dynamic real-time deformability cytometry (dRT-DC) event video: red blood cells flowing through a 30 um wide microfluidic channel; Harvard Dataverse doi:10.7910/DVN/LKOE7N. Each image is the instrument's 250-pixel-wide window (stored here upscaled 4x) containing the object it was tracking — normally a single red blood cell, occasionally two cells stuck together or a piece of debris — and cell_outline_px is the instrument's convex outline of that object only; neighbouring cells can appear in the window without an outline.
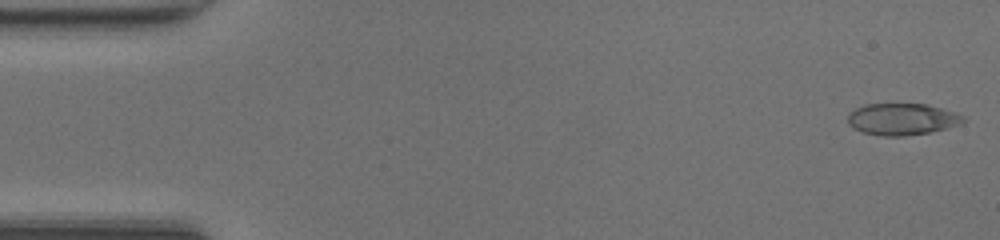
{"species": "common noctule bat (a hibernating species)", "species_latin": "Nyctalus noctula", "temperature_condition": "room temperature", "stored_images_in_passage": 47, "camera_frame_rate_fps": 3000, "um_per_image_px": 0.085, "animal": {"sex": "female", "body_mass_g": 20.0, "forearm_length_mm": 54.0}, "frame": {"image": 1, "passage_image": 1, "time_ms": 0.0, "image_size_px": [1000, 240], "cell_outline_px": [[964, 120], [960, 124], [948, 128], [928, 132], [904, 136], [884, 136], [864, 132], [852, 128], [848, 124], [848, 112], [864, 104], [928, 104], [956, 112], [964, 116]], "centroid_in_image_um": [76.67, 10.12], "position_along_channel_um": 8.3, "area_um2": 21.39}}
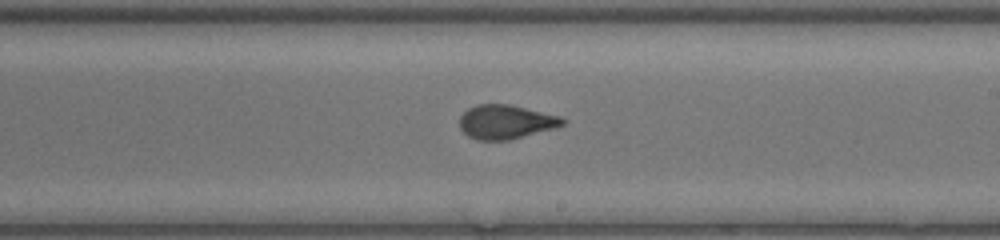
{"frame": {"image": 2, "passage_image": 27, "time_ms": 8.667, "image_size_px": [1000, 240], "cell_outline_px": [[568, 120], [564, 124], [556, 128], [508, 140], [476, 140], [468, 136], [460, 128], [460, 116], [468, 108], [476, 104], [508, 104], [560, 116]], "centroid_in_image_um": [43.0, 10.36], "position_along_channel_um": 246.0, "area_um2": 20.46}}
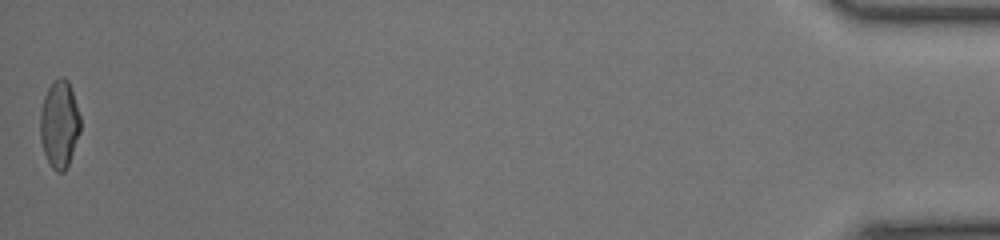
{"frame": {"image": 3, "passage_image": 47, "time_ms": 15.333, "image_size_px": [1000, 240], "cell_outline_px": [[80, 132], [68, 164], [64, 172], [56, 172], [52, 168], [44, 152], [40, 140], [40, 112], [44, 96], [52, 80], [60, 76], [64, 76], [68, 80], [72, 88], [80, 116]], "centroid_in_image_um": [5.05, 10.5], "position_along_channel_um": 430.2, "area_um2": 20.63}, "authors_computed_cell_mechanics": {"area_um2": 20.9814, "velocity_mm_per_s": 4.3274, "shape_relaxation_time_tau1_ms": 7.5773, "shape_relaxation_time_tau2_ms": 0.7641, "deformation_change_tau1": 0.2495, "deformation_change_tau2": 0.0723}}